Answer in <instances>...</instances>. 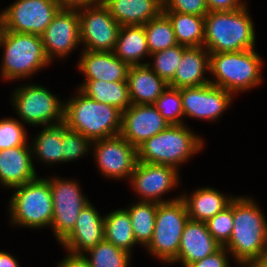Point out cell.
<instances>
[{"label": "cell", "mask_w": 267, "mask_h": 267, "mask_svg": "<svg viewBox=\"0 0 267 267\" xmlns=\"http://www.w3.org/2000/svg\"><path fill=\"white\" fill-rule=\"evenodd\" d=\"M46 57L50 62L63 59L81 45L78 9L60 8L41 35Z\"/></svg>", "instance_id": "15"}, {"label": "cell", "mask_w": 267, "mask_h": 267, "mask_svg": "<svg viewBox=\"0 0 267 267\" xmlns=\"http://www.w3.org/2000/svg\"><path fill=\"white\" fill-rule=\"evenodd\" d=\"M58 267H91L89 261L83 254H72L67 252L57 265Z\"/></svg>", "instance_id": "42"}, {"label": "cell", "mask_w": 267, "mask_h": 267, "mask_svg": "<svg viewBox=\"0 0 267 267\" xmlns=\"http://www.w3.org/2000/svg\"><path fill=\"white\" fill-rule=\"evenodd\" d=\"M60 8L56 0H16L0 14L4 30L41 36Z\"/></svg>", "instance_id": "12"}, {"label": "cell", "mask_w": 267, "mask_h": 267, "mask_svg": "<svg viewBox=\"0 0 267 267\" xmlns=\"http://www.w3.org/2000/svg\"><path fill=\"white\" fill-rule=\"evenodd\" d=\"M0 47L4 49L0 65L4 81L25 80L51 63L39 35L4 30Z\"/></svg>", "instance_id": "6"}, {"label": "cell", "mask_w": 267, "mask_h": 267, "mask_svg": "<svg viewBox=\"0 0 267 267\" xmlns=\"http://www.w3.org/2000/svg\"><path fill=\"white\" fill-rule=\"evenodd\" d=\"M26 131L20 120L0 119V150L28 145Z\"/></svg>", "instance_id": "37"}, {"label": "cell", "mask_w": 267, "mask_h": 267, "mask_svg": "<svg viewBox=\"0 0 267 267\" xmlns=\"http://www.w3.org/2000/svg\"><path fill=\"white\" fill-rule=\"evenodd\" d=\"M3 31H4V23H3L2 16L0 14V40H1V37H2V34H3Z\"/></svg>", "instance_id": "46"}, {"label": "cell", "mask_w": 267, "mask_h": 267, "mask_svg": "<svg viewBox=\"0 0 267 267\" xmlns=\"http://www.w3.org/2000/svg\"><path fill=\"white\" fill-rule=\"evenodd\" d=\"M204 43L209 53L255 49V29L247 5L234 11H209L204 16Z\"/></svg>", "instance_id": "3"}, {"label": "cell", "mask_w": 267, "mask_h": 267, "mask_svg": "<svg viewBox=\"0 0 267 267\" xmlns=\"http://www.w3.org/2000/svg\"><path fill=\"white\" fill-rule=\"evenodd\" d=\"M100 173L108 179L129 181L138 162L137 149L120 134L92 142Z\"/></svg>", "instance_id": "14"}, {"label": "cell", "mask_w": 267, "mask_h": 267, "mask_svg": "<svg viewBox=\"0 0 267 267\" xmlns=\"http://www.w3.org/2000/svg\"><path fill=\"white\" fill-rule=\"evenodd\" d=\"M104 216L91 201L79 212L72 231L59 243L72 254H83L104 240Z\"/></svg>", "instance_id": "18"}, {"label": "cell", "mask_w": 267, "mask_h": 267, "mask_svg": "<svg viewBox=\"0 0 267 267\" xmlns=\"http://www.w3.org/2000/svg\"><path fill=\"white\" fill-rule=\"evenodd\" d=\"M78 88L98 103L114 106L121 112L132 105L127 81L84 80Z\"/></svg>", "instance_id": "27"}, {"label": "cell", "mask_w": 267, "mask_h": 267, "mask_svg": "<svg viewBox=\"0 0 267 267\" xmlns=\"http://www.w3.org/2000/svg\"><path fill=\"white\" fill-rule=\"evenodd\" d=\"M132 104L153 105L168 84L147 64L131 65L127 73Z\"/></svg>", "instance_id": "23"}, {"label": "cell", "mask_w": 267, "mask_h": 267, "mask_svg": "<svg viewBox=\"0 0 267 267\" xmlns=\"http://www.w3.org/2000/svg\"><path fill=\"white\" fill-rule=\"evenodd\" d=\"M263 65L255 49L210 53L209 73L213 77L210 83L233 95L249 91L263 82Z\"/></svg>", "instance_id": "5"}, {"label": "cell", "mask_w": 267, "mask_h": 267, "mask_svg": "<svg viewBox=\"0 0 267 267\" xmlns=\"http://www.w3.org/2000/svg\"><path fill=\"white\" fill-rule=\"evenodd\" d=\"M0 267H20V265L13 255L0 251Z\"/></svg>", "instance_id": "44"}, {"label": "cell", "mask_w": 267, "mask_h": 267, "mask_svg": "<svg viewBox=\"0 0 267 267\" xmlns=\"http://www.w3.org/2000/svg\"><path fill=\"white\" fill-rule=\"evenodd\" d=\"M179 176V170L174 167L138 161L129 183L133 187L132 190L140 196L139 201L160 204L181 198V195H178L174 199H163L166 193L180 184Z\"/></svg>", "instance_id": "13"}, {"label": "cell", "mask_w": 267, "mask_h": 267, "mask_svg": "<svg viewBox=\"0 0 267 267\" xmlns=\"http://www.w3.org/2000/svg\"><path fill=\"white\" fill-rule=\"evenodd\" d=\"M153 106L169 124H185L180 90L168 86L154 102Z\"/></svg>", "instance_id": "35"}, {"label": "cell", "mask_w": 267, "mask_h": 267, "mask_svg": "<svg viewBox=\"0 0 267 267\" xmlns=\"http://www.w3.org/2000/svg\"><path fill=\"white\" fill-rule=\"evenodd\" d=\"M208 231L213 238L220 244L225 246L232 234L234 222H233V199L228 207L223 211L217 213L214 217L206 222Z\"/></svg>", "instance_id": "38"}, {"label": "cell", "mask_w": 267, "mask_h": 267, "mask_svg": "<svg viewBox=\"0 0 267 267\" xmlns=\"http://www.w3.org/2000/svg\"><path fill=\"white\" fill-rule=\"evenodd\" d=\"M9 201L11 225L38 229L50 227L53 199L49 180L45 177L16 186Z\"/></svg>", "instance_id": "7"}, {"label": "cell", "mask_w": 267, "mask_h": 267, "mask_svg": "<svg viewBox=\"0 0 267 267\" xmlns=\"http://www.w3.org/2000/svg\"><path fill=\"white\" fill-rule=\"evenodd\" d=\"M31 145L32 155L44 164L63 163L62 124L42 127Z\"/></svg>", "instance_id": "29"}, {"label": "cell", "mask_w": 267, "mask_h": 267, "mask_svg": "<svg viewBox=\"0 0 267 267\" xmlns=\"http://www.w3.org/2000/svg\"><path fill=\"white\" fill-rule=\"evenodd\" d=\"M113 53L129 66L145 65L141 61L150 53L144 26H121Z\"/></svg>", "instance_id": "26"}, {"label": "cell", "mask_w": 267, "mask_h": 267, "mask_svg": "<svg viewBox=\"0 0 267 267\" xmlns=\"http://www.w3.org/2000/svg\"><path fill=\"white\" fill-rule=\"evenodd\" d=\"M209 11H234L247 4L242 0H205Z\"/></svg>", "instance_id": "41"}, {"label": "cell", "mask_w": 267, "mask_h": 267, "mask_svg": "<svg viewBox=\"0 0 267 267\" xmlns=\"http://www.w3.org/2000/svg\"><path fill=\"white\" fill-rule=\"evenodd\" d=\"M220 244L208 231L205 222L189 219L184 226L177 257L170 263L180 262L188 267L220 248Z\"/></svg>", "instance_id": "19"}, {"label": "cell", "mask_w": 267, "mask_h": 267, "mask_svg": "<svg viewBox=\"0 0 267 267\" xmlns=\"http://www.w3.org/2000/svg\"><path fill=\"white\" fill-rule=\"evenodd\" d=\"M183 115L186 118L216 121L233 103L234 95L212 83L180 88Z\"/></svg>", "instance_id": "16"}, {"label": "cell", "mask_w": 267, "mask_h": 267, "mask_svg": "<svg viewBox=\"0 0 267 267\" xmlns=\"http://www.w3.org/2000/svg\"><path fill=\"white\" fill-rule=\"evenodd\" d=\"M233 230L224 246L238 266H250L267 251V220L253 198L234 196Z\"/></svg>", "instance_id": "1"}, {"label": "cell", "mask_w": 267, "mask_h": 267, "mask_svg": "<svg viewBox=\"0 0 267 267\" xmlns=\"http://www.w3.org/2000/svg\"><path fill=\"white\" fill-rule=\"evenodd\" d=\"M156 1H158L162 6H164L168 0H156Z\"/></svg>", "instance_id": "47"}, {"label": "cell", "mask_w": 267, "mask_h": 267, "mask_svg": "<svg viewBox=\"0 0 267 267\" xmlns=\"http://www.w3.org/2000/svg\"><path fill=\"white\" fill-rule=\"evenodd\" d=\"M21 85L14 90L10 100L21 122L39 127L64 123V101L43 85Z\"/></svg>", "instance_id": "8"}, {"label": "cell", "mask_w": 267, "mask_h": 267, "mask_svg": "<svg viewBox=\"0 0 267 267\" xmlns=\"http://www.w3.org/2000/svg\"><path fill=\"white\" fill-rule=\"evenodd\" d=\"M78 70L85 80L127 81L129 65L113 52L82 50Z\"/></svg>", "instance_id": "21"}, {"label": "cell", "mask_w": 267, "mask_h": 267, "mask_svg": "<svg viewBox=\"0 0 267 267\" xmlns=\"http://www.w3.org/2000/svg\"><path fill=\"white\" fill-rule=\"evenodd\" d=\"M204 139L185 124H169L163 131L137 148L139 162L162 164L176 168L198 154Z\"/></svg>", "instance_id": "4"}, {"label": "cell", "mask_w": 267, "mask_h": 267, "mask_svg": "<svg viewBox=\"0 0 267 267\" xmlns=\"http://www.w3.org/2000/svg\"><path fill=\"white\" fill-rule=\"evenodd\" d=\"M250 267H267V251L256 259Z\"/></svg>", "instance_id": "45"}, {"label": "cell", "mask_w": 267, "mask_h": 267, "mask_svg": "<svg viewBox=\"0 0 267 267\" xmlns=\"http://www.w3.org/2000/svg\"><path fill=\"white\" fill-rule=\"evenodd\" d=\"M158 204L138 201L125 209L129 213L133 234L138 245L146 247L152 239Z\"/></svg>", "instance_id": "31"}, {"label": "cell", "mask_w": 267, "mask_h": 267, "mask_svg": "<svg viewBox=\"0 0 267 267\" xmlns=\"http://www.w3.org/2000/svg\"><path fill=\"white\" fill-rule=\"evenodd\" d=\"M63 163L88 155L92 142L79 132L70 130L62 123Z\"/></svg>", "instance_id": "36"}, {"label": "cell", "mask_w": 267, "mask_h": 267, "mask_svg": "<svg viewBox=\"0 0 267 267\" xmlns=\"http://www.w3.org/2000/svg\"><path fill=\"white\" fill-rule=\"evenodd\" d=\"M171 21L176 41L185 47H200L204 43V17L178 12H163Z\"/></svg>", "instance_id": "30"}, {"label": "cell", "mask_w": 267, "mask_h": 267, "mask_svg": "<svg viewBox=\"0 0 267 267\" xmlns=\"http://www.w3.org/2000/svg\"><path fill=\"white\" fill-rule=\"evenodd\" d=\"M168 125L153 105L132 104L122 112L120 135L137 149Z\"/></svg>", "instance_id": "17"}, {"label": "cell", "mask_w": 267, "mask_h": 267, "mask_svg": "<svg viewBox=\"0 0 267 267\" xmlns=\"http://www.w3.org/2000/svg\"><path fill=\"white\" fill-rule=\"evenodd\" d=\"M30 143L0 150V183L14 188L38 177Z\"/></svg>", "instance_id": "20"}, {"label": "cell", "mask_w": 267, "mask_h": 267, "mask_svg": "<svg viewBox=\"0 0 267 267\" xmlns=\"http://www.w3.org/2000/svg\"><path fill=\"white\" fill-rule=\"evenodd\" d=\"M122 112L106 103H98L79 88L64 101V124L91 142L120 134Z\"/></svg>", "instance_id": "2"}, {"label": "cell", "mask_w": 267, "mask_h": 267, "mask_svg": "<svg viewBox=\"0 0 267 267\" xmlns=\"http://www.w3.org/2000/svg\"><path fill=\"white\" fill-rule=\"evenodd\" d=\"M188 220V211L182 198L158 204L153 236L145 247L149 254L161 262L171 263L178 255Z\"/></svg>", "instance_id": "9"}, {"label": "cell", "mask_w": 267, "mask_h": 267, "mask_svg": "<svg viewBox=\"0 0 267 267\" xmlns=\"http://www.w3.org/2000/svg\"><path fill=\"white\" fill-rule=\"evenodd\" d=\"M104 239L132 255L135 241L129 213L120 208L104 216Z\"/></svg>", "instance_id": "28"}, {"label": "cell", "mask_w": 267, "mask_h": 267, "mask_svg": "<svg viewBox=\"0 0 267 267\" xmlns=\"http://www.w3.org/2000/svg\"><path fill=\"white\" fill-rule=\"evenodd\" d=\"M209 64L210 53L204 46L187 47L168 86L180 89L209 84L210 79L205 78V73L210 72Z\"/></svg>", "instance_id": "22"}, {"label": "cell", "mask_w": 267, "mask_h": 267, "mask_svg": "<svg viewBox=\"0 0 267 267\" xmlns=\"http://www.w3.org/2000/svg\"><path fill=\"white\" fill-rule=\"evenodd\" d=\"M83 50L113 52L121 25L102 3L78 8Z\"/></svg>", "instance_id": "11"}, {"label": "cell", "mask_w": 267, "mask_h": 267, "mask_svg": "<svg viewBox=\"0 0 267 267\" xmlns=\"http://www.w3.org/2000/svg\"><path fill=\"white\" fill-rule=\"evenodd\" d=\"M83 255L91 267H130L131 254L115 247L105 239L88 249Z\"/></svg>", "instance_id": "33"}, {"label": "cell", "mask_w": 267, "mask_h": 267, "mask_svg": "<svg viewBox=\"0 0 267 267\" xmlns=\"http://www.w3.org/2000/svg\"><path fill=\"white\" fill-rule=\"evenodd\" d=\"M149 53L154 54L177 45L175 33L169 18L162 12L157 18L145 23Z\"/></svg>", "instance_id": "32"}, {"label": "cell", "mask_w": 267, "mask_h": 267, "mask_svg": "<svg viewBox=\"0 0 267 267\" xmlns=\"http://www.w3.org/2000/svg\"><path fill=\"white\" fill-rule=\"evenodd\" d=\"M181 198L186 204L189 219L207 222L217 213L229 206L233 196L224 195L220 190L213 187H200L194 192L183 193Z\"/></svg>", "instance_id": "25"}, {"label": "cell", "mask_w": 267, "mask_h": 267, "mask_svg": "<svg viewBox=\"0 0 267 267\" xmlns=\"http://www.w3.org/2000/svg\"><path fill=\"white\" fill-rule=\"evenodd\" d=\"M163 12H178L204 17L208 12L205 0H168Z\"/></svg>", "instance_id": "39"}, {"label": "cell", "mask_w": 267, "mask_h": 267, "mask_svg": "<svg viewBox=\"0 0 267 267\" xmlns=\"http://www.w3.org/2000/svg\"><path fill=\"white\" fill-rule=\"evenodd\" d=\"M110 15L121 26L144 25L163 12L156 0H102Z\"/></svg>", "instance_id": "24"}, {"label": "cell", "mask_w": 267, "mask_h": 267, "mask_svg": "<svg viewBox=\"0 0 267 267\" xmlns=\"http://www.w3.org/2000/svg\"><path fill=\"white\" fill-rule=\"evenodd\" d=\"M61 8H81L84 6L95 5L102 0H56Z\"/></svg>", "instance_id": "43"}, {"label": "cell", "mask_w": 267, "mask_h": 267, "mask_svg": "<svg viewBox=\"0 0 267 267\" xmlns=\"http://www.w3.org/2000/svg\"><path fill=\"white\" fill-rule=\"evenodd\" d=\"M230 253L224 246H221L217 251L207 257L195 261L188 267H230Z\"/></svg>", "instance_id": "40"}, {"label": "cell", "mask_w": 267, "mask_h": 267, "mask_svg": "<svg viewBox=\"0 0 267 267\" xmlns=\"http://www.w3.org/2000/svg\"><path fill=\"white\" fill-rule=\"evenodd\" d=\"M187 47L182 45H175L173 47L164 49L160 52L150 54L153 64L146 62V64L167 84H169L175 75L178 64L180 63L183 51Z\"/></svg>", "instance_id": "34"}, {"label": "cell", "mask_w": 267, "mask_h": 267, "mask_svg": "<svg viewBox=\"0 0 267 267\" xmlns=\"http://www.w3.org/2000/svg\"><path fill=\"white\" fill-rule=\"evenodd\" d=\"M53 199L51 228L60 243L74 228L79 212L89 203L79 182L60 177H47Z\"/></svg>", "instance_id": "10"}]
</instances>
